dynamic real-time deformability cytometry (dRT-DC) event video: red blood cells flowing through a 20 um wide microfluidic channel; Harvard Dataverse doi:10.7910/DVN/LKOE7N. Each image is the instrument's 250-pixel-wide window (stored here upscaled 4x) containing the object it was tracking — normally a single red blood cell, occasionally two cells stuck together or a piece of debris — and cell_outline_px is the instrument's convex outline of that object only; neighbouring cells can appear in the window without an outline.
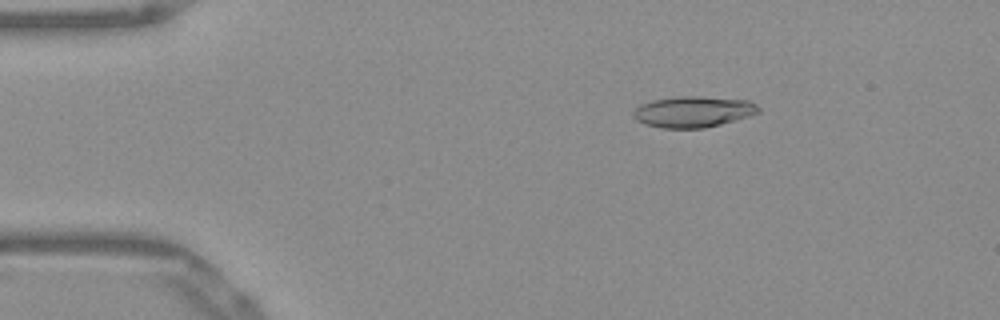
{"species": "Egyptian fruit bat (a non-hibernating species)", "species_latin": "Rousettus aegyptiacus", "temperature_condition": "warm", "stored_images_in_passage": 51, "camera_frame_rate_fps": 3000, "um_per_image_px": 0.085, "frame": {"image": 1, "passage_image": 8, "time_ms": 2.333, "image_size_px": [1000, 320], "cell_outline_px": [[760, 112], [748, 116], [720, 124], [704, 128], [660, 128], [644, 124], [636, 120], [632, 116], [632, 112], [640, 104], [652, 100], [680, 96], [704, 96], [748, 100], [756, 104], [760, 108]], "centroid_in_image_um": [58.9, 9.49], "position_along_channel_um": 26.1, "area_um2": 22.77}}
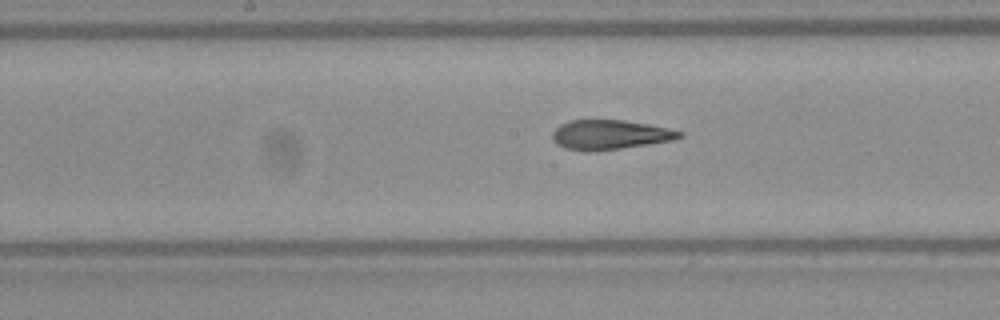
{"frame": {"image": 2, "passage_image": 26, "time_ms": 8.333, "image_size_px": [1000, 320], "cell_outline_px": [[684, 136], [672, 140], [648, 144], [592, 152], [584, 152], [564, 148], [556, 144], [552, 140], [552, 132], [560, 124], [568, 120], [624, 120], [648, 124], [668, 128], [684, 132]], "centroid_in_image_um": [51.8, 11.45], "position_along_channel_um": 196.4, "area_um2": 22.08}}
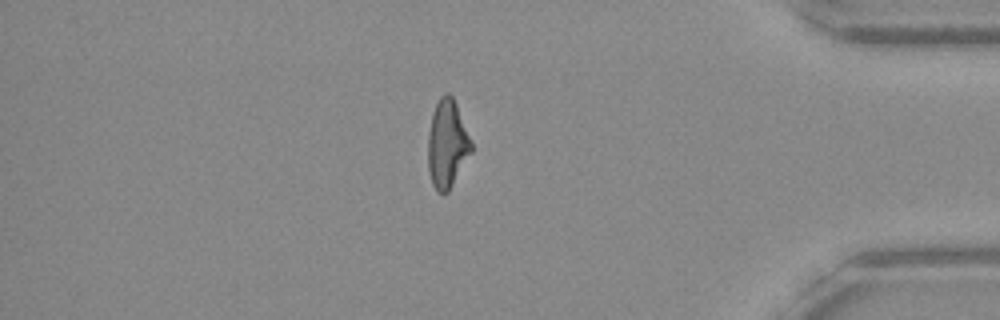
{"frame": {"image": 3, "passage_image": 44, "time_ms": 14.333, "image_size_px": [1000, 320], "cell_outline_px": [[472, 152], [448, 192], [440, 192], [432, 184], [428, 168], [428, 132], [432, 112], [440, 96], [444, 92], [448, 92], [452, 96], [456, 104], [472, 140]], "centroid_in_image_um": [38.01, 12.2], "position_along_channel_um": 397.2, "area_um2": 22.25}, "authors_computed_cell_mechanics": {"area_um2": 22.4264, "velocity_mm_per_s": 3.9082, "shape_relaxation_time_tau1_ms": null, "shape_relaxation_time_tau2_ms": 1.4133, "deformation_change_tau1": null, "deformation_change_tau2": 0.0942}}